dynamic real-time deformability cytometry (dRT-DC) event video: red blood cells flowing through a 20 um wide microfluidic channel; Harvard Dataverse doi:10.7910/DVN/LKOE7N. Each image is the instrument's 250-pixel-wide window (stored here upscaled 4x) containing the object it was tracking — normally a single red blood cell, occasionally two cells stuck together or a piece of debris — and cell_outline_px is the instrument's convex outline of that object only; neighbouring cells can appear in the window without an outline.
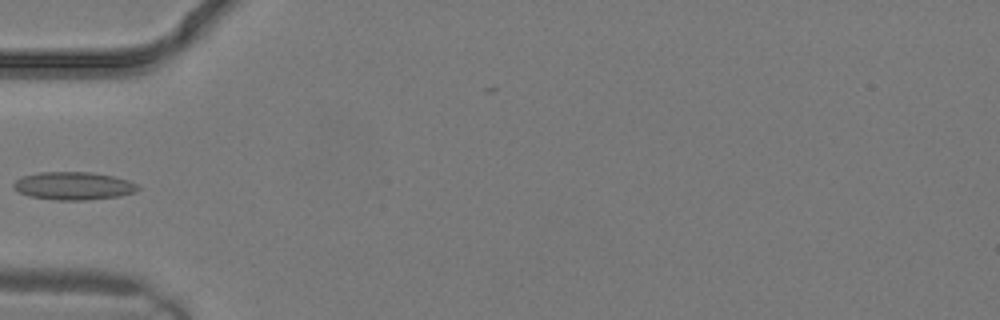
{"species": "common noctule bat (a hibernating species)", "species_latin": "Nyctalus noctula", "temperature_condition": "warm", "stored_images_in_passage": 1, "camera_frame_rate_fps": 3000, "um_per_image_px": 0.085, "animal": {"sex": "male", "body_mass_g": 19.2, "forearm_length_mm": 51.8}, "frame": {"image": 1, "passage_image": 1, "time_ms": 0.0, "image_size_px": [1000, 320], "cell_outline_px": [[140, 188], [136, 192], [120, 196], [84, 200], [56, 200], [28, 196], [12, 188], [12, 184], [16, 180], [24, 176], [40, 172], [92, 172], [112, 176], [128, 180], [136, 184]], "centroid_in_image_um": [6.24, 15.8], "position_along_channel_um": 78.8, "area_um2": 20.23}}